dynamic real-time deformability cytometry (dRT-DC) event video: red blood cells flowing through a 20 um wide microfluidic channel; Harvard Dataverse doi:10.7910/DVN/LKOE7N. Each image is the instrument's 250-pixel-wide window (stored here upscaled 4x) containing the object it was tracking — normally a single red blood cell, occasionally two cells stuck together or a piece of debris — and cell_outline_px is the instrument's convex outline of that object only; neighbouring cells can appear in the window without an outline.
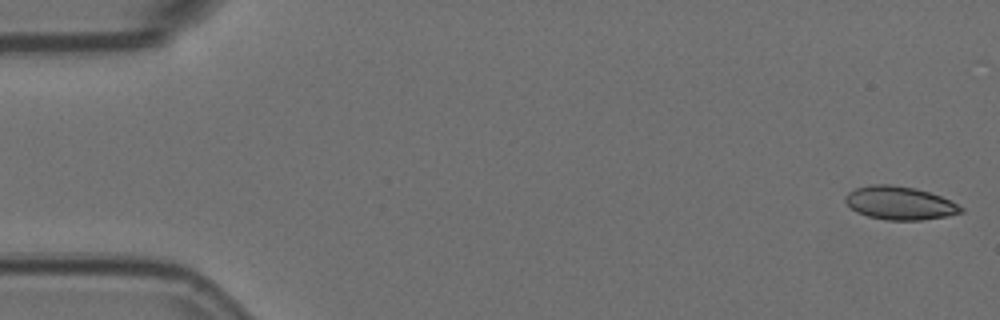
{"species": "Egyptian fruit bat (a non-hibernating species)", "species_latin": "Rousettus aegyptiacus", "temperature_condition": "room temperature", "stored_images_in_passage": 5, "camera_frame_rate_fps": 3000, "um_per_image_px": 0.085, "animal": {"sex": "female"}, "frame": {"image": 1, "passage_image": 1, "time_ms": 0.0, "image_size_px": [1000, 320], "cell_outline_px": [[964, 212], [948, 216], [920, 220], [888, 220], [868, 216], [856, 212], [844, 200], [844, 196], [848, 192], [856, 188], [872, 184], [892, 184], [916, 188], [940, 196], [964, 208]], "centroid_in_image_um": [76.46, 17.25], "position_along_channel_um": 8.5, "area_um2": 22.37}}